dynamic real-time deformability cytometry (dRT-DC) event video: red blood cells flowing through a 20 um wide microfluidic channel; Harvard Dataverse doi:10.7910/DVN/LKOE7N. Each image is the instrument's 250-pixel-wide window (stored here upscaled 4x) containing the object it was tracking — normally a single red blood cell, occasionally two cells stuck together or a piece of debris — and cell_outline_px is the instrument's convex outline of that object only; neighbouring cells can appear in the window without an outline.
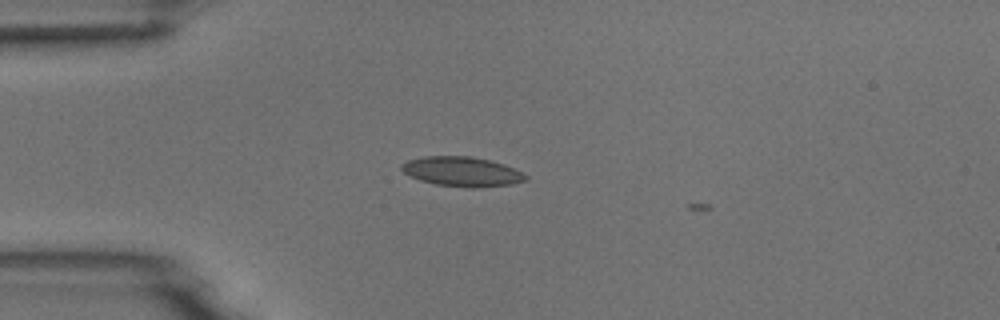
{"species": "common noctule bat (a hibernating species)", "species_latin": "Nyctalus noctula", "temperature_condition": "room temperature", "stored_images_in_passage": 5, "camera_frame_rate_fps": 3000, "um_per_image_px": 0.085, "animal": {"sex": "male", "body_mass_g": 18.8}, "frame": {"image": 1, "passage_image": 4, "time_ms": 3.333, "image_size_px": [1000, 320], "cell_outline_px": [[528, 176], [524, 180], [512, 184], [476, 188], [468, 188], [436, 184], [420, 180], [404, 172], [400, 168], [400, 164], [408, 160], [424, 156], [468, 156], [488, 160], [504, 164]], "centroid_in_image_um": [39.23, 14.59], "position_along_channel_um": 45.8, "area_um2": 21.21}}